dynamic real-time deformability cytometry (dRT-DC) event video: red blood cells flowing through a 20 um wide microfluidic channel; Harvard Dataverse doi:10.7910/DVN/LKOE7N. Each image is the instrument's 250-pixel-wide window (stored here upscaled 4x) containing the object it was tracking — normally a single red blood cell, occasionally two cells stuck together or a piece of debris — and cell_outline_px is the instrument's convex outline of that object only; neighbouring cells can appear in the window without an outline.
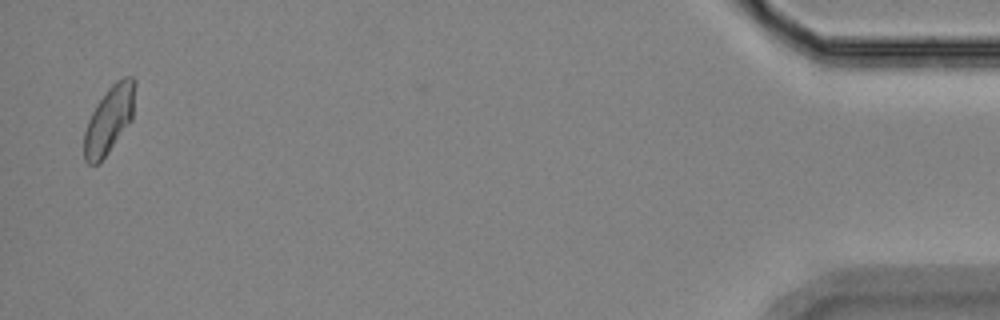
{"species": "Egyptian fruit bat (a non-hibernating species)", "species_latin": "Rousettus aegyptiacus", "temperature_condition": "room temperature", "stored_images_in_passage": 17, "camera_frame_rate_fps": 3000, "um_per_image_px": 0.085, "animal": {"sex": "female"}, "frame": {"image": 1, "passage_image": 17, "time_ms": 19.667, "image_size_px": [1000, 320], "cell_outline_px": [[136, 84], [132, 120], [100, 164], [88, 164], [84, 160], [84, 132], [88, 120], [96, 104], [108, 88], [116, 80], [124, 76], [132, 76], [136, 80]], "centroid_in_image_um": [9.29, 10.16], "position_along_channel_um": 425.9, "area_um2": 20.23}, "authors_computed_cell_mechanics": {"area_um2": 22.3108, "velocity_mm_per_s": 3.5057, "shape_relaxation_time_tau1_ms": 4.9853, "shape_relaxation_time_tau2_ms": 1.6412, "deformation_change_tau1": 0.1308, "deformation_change_tau2": 0.054}}